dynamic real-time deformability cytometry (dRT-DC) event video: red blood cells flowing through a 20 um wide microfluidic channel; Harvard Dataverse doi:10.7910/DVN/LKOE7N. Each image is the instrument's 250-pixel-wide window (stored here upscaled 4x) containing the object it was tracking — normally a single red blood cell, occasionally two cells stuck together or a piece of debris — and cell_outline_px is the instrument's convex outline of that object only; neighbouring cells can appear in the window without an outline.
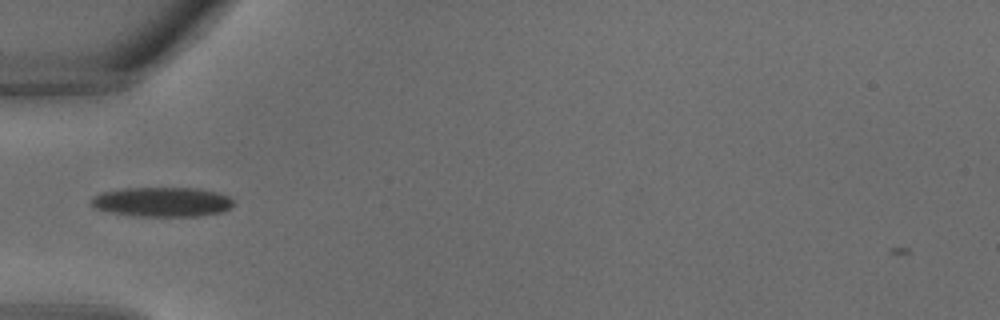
{"species": "common noctule bat (a hibernating species)", "species_latin": "Nyctalus noctula", "temperature_condition": "warm", "stored_images_in_passage": 22, "camera_frame_rate_fps": 3000, "um_per_image_px": 0.085, "animal": {"sex": "male", "body_mass_g": 18.8}, "frame": {"image": 1, "passage_image": 2, "time_ms": 0.333, "image_size_px": [1000, 320], "cell_outline_px": [[232, 204], [228, 208], [220, 212], [200, 216], [136, 216], [108, 212], [96, 208], [92, 204], [92, 196], [100, 192], [124, 188], [200, 188], [216, 192], [228, 196], [232, 200]], "centroid_in_image_um": [13.74, 17.16], "position_along_channel_um": 71.3, "area_um2": 24.45}}
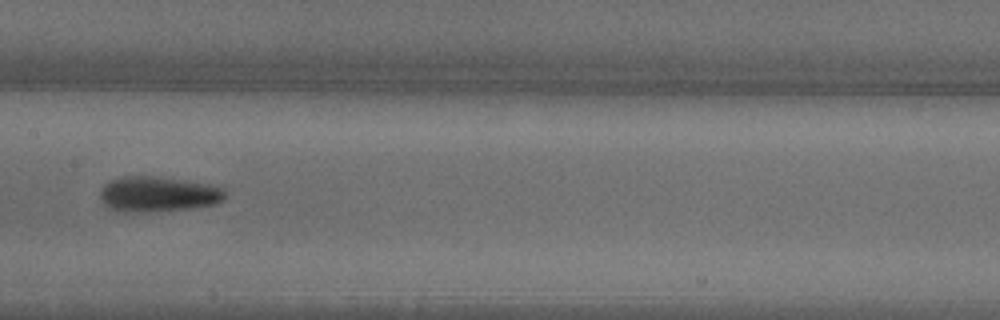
{"frame": {"image": 2, "passage_image": 8, "time_ms": 2.333, "image_size_px": [1000, 320], "cell_outline_px": [[224, 200], [216, 204], [192, 208], [128, 212], [120, 212], [108, 208], [100, 200], [100, 192], [104, 184], [108, 180], [124, 176], [152, 176], [184, 180], [212, 184], [224, 188]], "centroid_in_image_um": [13.41, 16.49], "position_along_channel_um": 194.0, "area_um2": 25.78}}
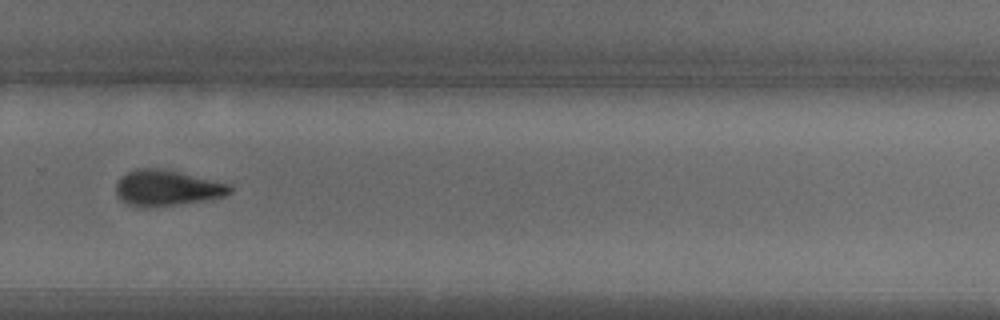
{"frame": {"image": 3, "passage_image": 14, "time_ms": 4.333, "image_size_px": [1000, 320], "cell_outline_px": [[232, 192], [224, 196], [204, 200], [176, 204], [140, 208], [136, 208], [120, 200], [116, 192], [116, 184], [120, 176], [136, 168], [156, 168], [180, 172], [232, 184]], "centroid_in_image_um": [14.17, 15.97], "position_along_channel_um": 315.6, "area_um2": 23.81}}